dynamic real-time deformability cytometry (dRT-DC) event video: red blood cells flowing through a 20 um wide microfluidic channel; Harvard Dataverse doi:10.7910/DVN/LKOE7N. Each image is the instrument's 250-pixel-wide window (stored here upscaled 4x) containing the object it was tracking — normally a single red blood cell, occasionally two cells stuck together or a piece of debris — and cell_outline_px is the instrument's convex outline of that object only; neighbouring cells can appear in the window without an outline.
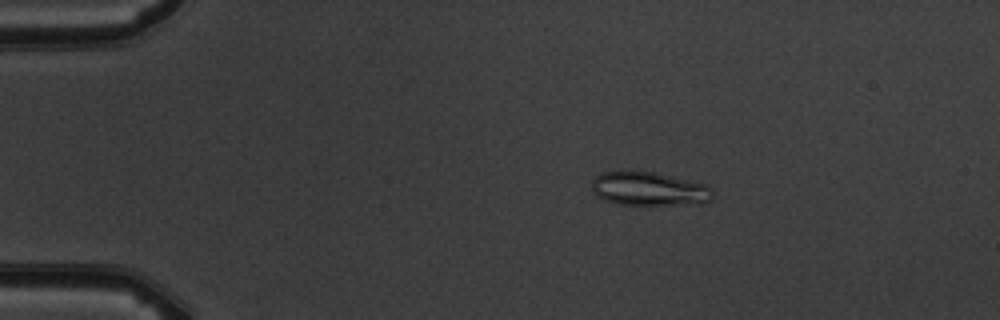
{"species": "common noctule bat (a hibernating species)", "species_latin": "Nyctalus noctula", "temperature_condition": "warm", "stored_images_in_passage": 6, "camera_frame_rate_fps": 3000, "um_per_image_px": 0.085, "animal": {"sex": "male", "body_mass_g": 19.5, "forearm_length_mm": 54.6}, "frame": {"image": 1, "passage_image": 3, "time_ms": 3.0, "image_size_px": [1000, 320], "cell_outline_px": [[712, 200], [700, 204], [616, 204], [604, 200], [596, 196], [592, 192], [592, 180], [600, 172], [632, 168], [652, 172], [704, 184], [712, 188]], "centroid_in_image_um": [55.08, 16.02], "position_along_channel_um": 29.9, "area_um2": 24.22}}
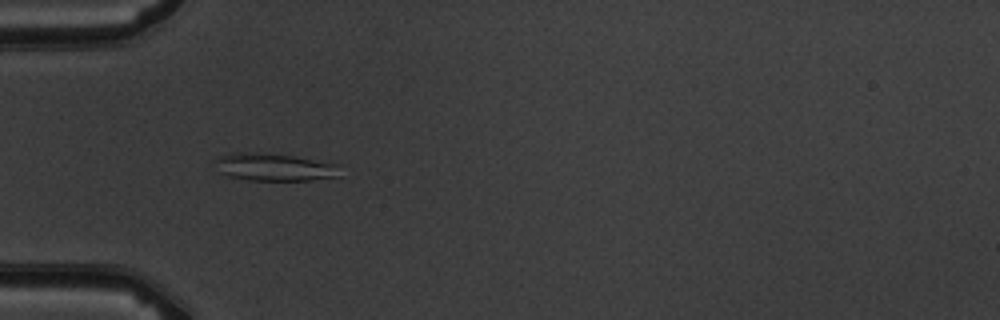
{"frame": {"image": 2, "passage_image": 5, "time_ms": 5.333, "image_size_px": [1000, 320], "cell_outline_px": [[340, 176], [312, 180], [248, 180], [228, 176], [220, 172], [216, 160], [220, 156], [232, 152], [252, 152], [292, 156], [336, 164]], "centroid_in_image_um": [23.29, 14.21], "position_along_channel_um": 61.7, "area_um2": 19.65}}
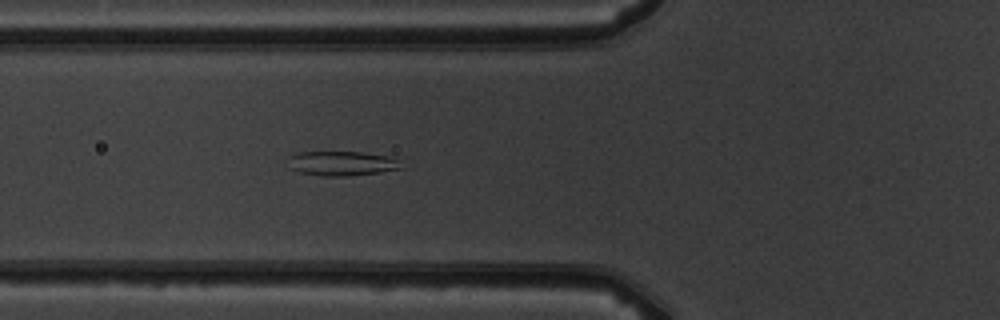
{"frame": {"image": 3, "passage_image": 6, "time_ms": 6.333, "image_size_px": [1000, 320], "cell_outline_px": [[408, 156], [404, 168], [380, 172], [348, 176], [320, 176], [300, 172], [288, 168], [288, 156], [300, 152], [364, 152]], "centroid_in_image_um": [29.29, 13.87], "position_along_channel_um": 96.5, "area_um2": 17.28}}